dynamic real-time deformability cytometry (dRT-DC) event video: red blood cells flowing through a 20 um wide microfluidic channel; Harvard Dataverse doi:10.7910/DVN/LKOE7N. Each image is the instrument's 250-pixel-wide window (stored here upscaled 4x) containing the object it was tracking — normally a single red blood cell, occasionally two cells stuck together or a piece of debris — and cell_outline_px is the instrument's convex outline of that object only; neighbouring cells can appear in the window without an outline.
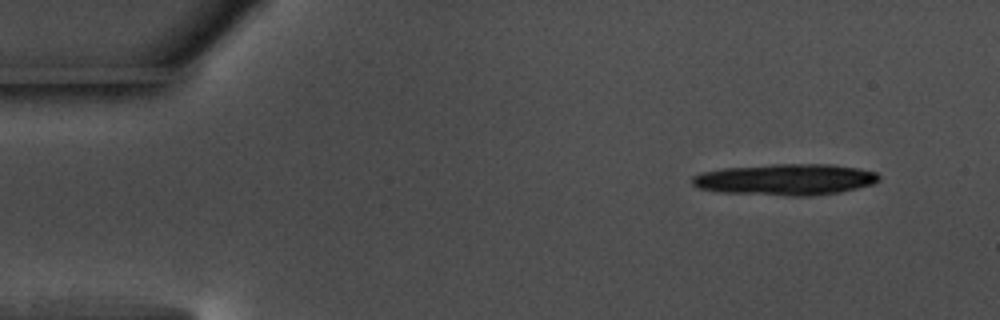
{"species": "common noctule bat (a hibernating species)", "species_latin": "Nyctalus noctula", "temperature_condition": "warm", "stored_images_in_passage": 16, "camera_frame_rate_fps": 3000, "um_per_image_px": 0.085, "animal": {"sex": "male", "body_mass_g": 17.5, "forearm_length_mm": 52.3}, "frame": {"image": 1, "passage_image": 1, "time_ms": 0.0, "image_size_px": [1000, 320], "cell_outline_px": [[880, 180], [872, 184], [840, 192], [812, 196], [788, 196], [720, 192], [700, 188], [692, 184], [692, 176], [700, 172], [724, 168], [772, 164], [832, 164], [860, 168], [876, 172], [880, 176]], "centroid_in_image_um": [66.78, 15.25], "position_along_channel_um": 18.2, "area_um2": 34.28}}